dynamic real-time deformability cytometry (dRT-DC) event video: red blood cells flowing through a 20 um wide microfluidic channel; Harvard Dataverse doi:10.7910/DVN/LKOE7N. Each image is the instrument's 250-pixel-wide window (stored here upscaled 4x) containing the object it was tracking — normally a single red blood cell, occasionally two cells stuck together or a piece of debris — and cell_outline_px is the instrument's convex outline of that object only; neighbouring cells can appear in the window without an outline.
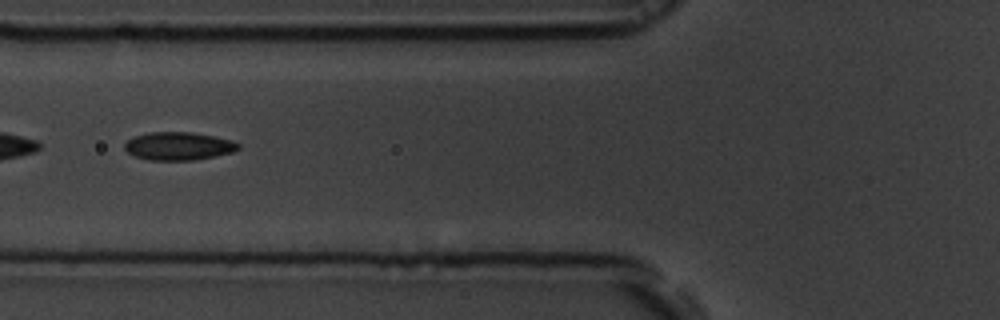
{"species": "common noctule bat (a hibernating species)", "species_latin": "Nyctalus noctula", "temperature_condition": "room temperature", "stored_images_in_passage": 55, "camera_frame_rate_fps": 3000, "um_per_image_px": 0.085, "animal": {"sex": "male", "body_mass_g": 19.5, "forearm_length_mm": 54.6}, "frame": {"image": 1, "passage_image": 21, "time_ms": 6.667, "image_size_px": [1000, 320], "cell_outline_px": [[240, 148], [232, 152], [192, 160], [148, 160], [136, 156], [128, 152], [124, 148], [124, 144], [128, 140], [136, 136], [148, 132], [192, 132], [232, 140], [240, 144]], "centroid_in_image_um": [15.17, 12.41], "position_along_channel_um": 110.6, "area_um2": 18.38}}
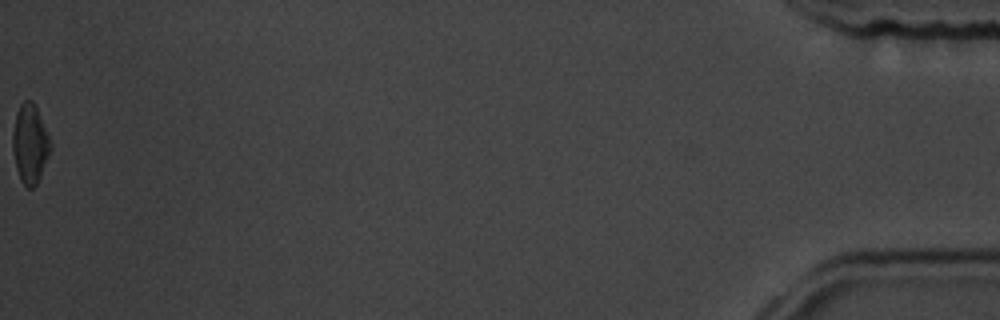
{"frame": {"image": 2, "passage_image": 55, "time_ms": 18.0, "image_size_px": [1000, 320], "cell_outline_px": [[52, 148], [40, 176], [36, 184], [32, 188], [28, 188], [20, 180], [16, 168], [12, 148], [12, 132], [16, 112], [20, 104], [24, 100], [32, 100], [36, 108], [52, 144]], "centroid_in_image_um": [2.53, 12.22], "position_along_channel_um": 432.7, "area_um2": 17.34}, "authors_computed_cell_mechanics": {"area_um2": 18.3804, "velocity_mm_per_s": 3.7433, "shape_relaxation_time_tau1_ms": 4.3463, "shape_relaxation_time_tau2_ms": 2.1018, "deformation_change_tau1": 0.1111, "deformation_change_tau2": 0.0962}}